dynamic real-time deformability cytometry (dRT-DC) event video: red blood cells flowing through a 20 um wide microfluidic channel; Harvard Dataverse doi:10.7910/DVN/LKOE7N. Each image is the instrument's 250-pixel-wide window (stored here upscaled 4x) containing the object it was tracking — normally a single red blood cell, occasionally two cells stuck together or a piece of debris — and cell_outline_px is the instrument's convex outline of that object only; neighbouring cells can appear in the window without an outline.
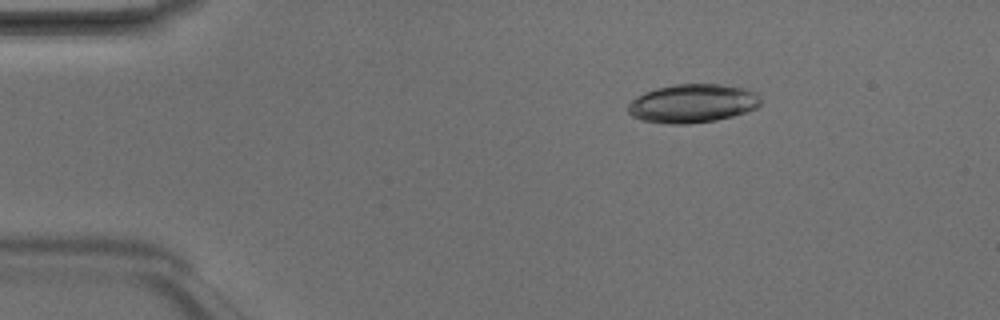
{"species": "Egyptian fruit bat (a non-hibernating species)", "species_latin": "Rousettus aegyptiacus", "temperature_condition": "room temperature", "stored_images_in_passage": 8, "camera_frame_rate_fps": 3000, "um_per_image_px": 0.085, "animal": {"sex": "male"}, "frame": {"image": 1, "passage_image": 3, "time_ms": 0.667, "image_size_px": [1000, 320], "cell_outline_px": [[760, 104], [756, 108], [732, 116], [716, 120], [688, 124], [664, 124], [640, 120], [632, 116], [628, 112], [628, 104], [636, 96], [644, 92], [656, 88], [676, 84], [720, 84], [744, 88], [756, 92], [760, 100]], "centroid_in_image_um": [58.83, 8.79], "position_along_channel_um": 26.2, "area_um2": 29.94}}
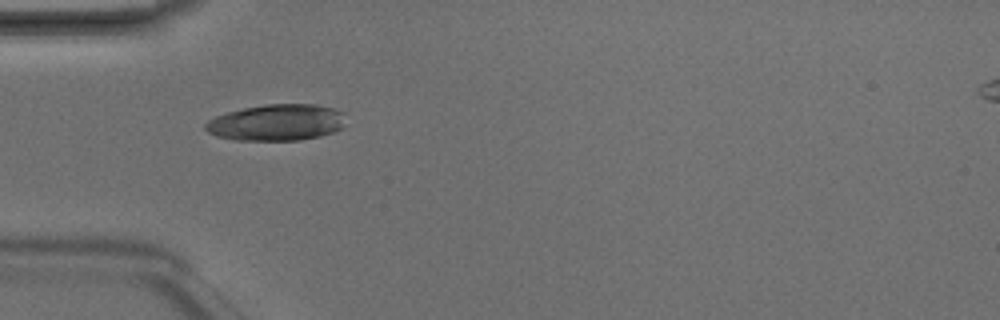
{"frame": {"image": 2, "passage_image": 5, "time_ms": 1.333, "image_size_px": [1000, 320], "cell_outline_px": [[344, 128], [320, 136], [300, 140], [236, 140], [216, 136], [208, 132], [204, 128], [204, 124], [208, 120], [216, 116], [228, 112], [244, 108], [268, 104], [316, 104], [336, 108], [344, 112]], "centroid_in_image_um": [23.54, 10.41], "position_along_channel_um": 61.5, "area_um2": 29.94}}